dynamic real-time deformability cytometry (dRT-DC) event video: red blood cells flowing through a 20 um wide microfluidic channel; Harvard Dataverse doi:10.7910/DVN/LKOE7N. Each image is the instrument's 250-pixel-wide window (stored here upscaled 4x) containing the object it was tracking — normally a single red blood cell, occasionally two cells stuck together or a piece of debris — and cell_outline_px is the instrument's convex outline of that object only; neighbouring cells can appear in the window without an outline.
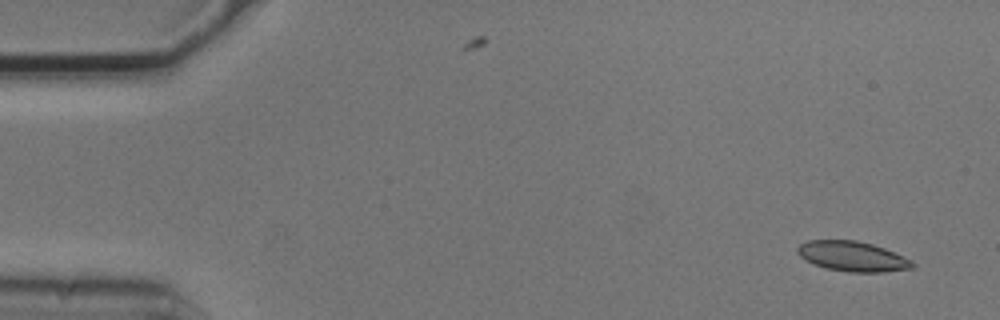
{"species": "common noctule bat (a hibernating species)", "species_latin": "Nyctalus noctula", "temperature_condition": "cold", "stored_images_in_passage": 5, "camera_frame_rate_fps": 3000, "um_per_image_px": 0.085, "animal": {"sex": "male", "body_mass_g": 20.5, "forearm_length_mm": 52.5}, "frame": {"image": 1, "passage_image": 1, "time_ms": 0.0, "image_size_px": [1000, 320], "cell_outline_px": [[916, 268], [884, 272], [848, 272], [824, 268], [812, 264], [800, 256], [796, 252], [796, 248], [800, 244], [808, 240], [856, 240], [872, 244], [884, 248], [912, 260], [916, 264]], "centroid_in_image_um": [72.46, 21.8], "position_along_channel_um": 12.5, "area_um2": 20.35}}
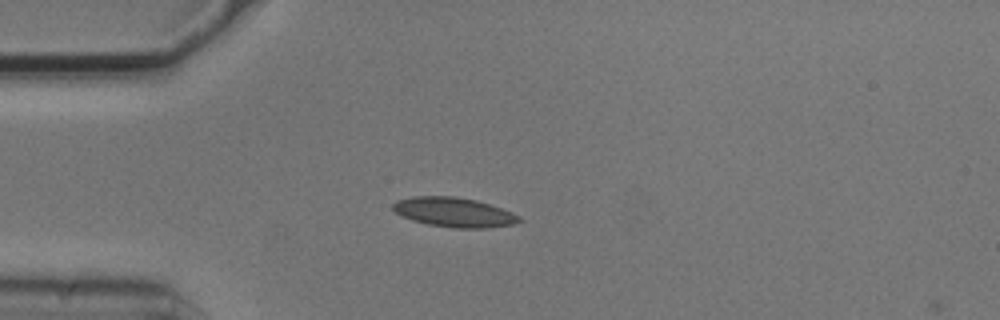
{"frame": {"image": 2, "passage_image": 4, "time_ms": 1.0, "image_size_px": [1000, 320], "cell_outline_px": [[524, 220], [512, 224], [488, 228], [456, 228], [428, 224], [412, 220], [396, 212], [392, 208], [392, 204], [396, 200], [412, 196], [452, 196], [476, 200], [512, 212], [520, 216]], "centroid_in_image_um": [38.59, 18.04], "position_along_channel_um": 46.4, "area_um2": 21.62}}